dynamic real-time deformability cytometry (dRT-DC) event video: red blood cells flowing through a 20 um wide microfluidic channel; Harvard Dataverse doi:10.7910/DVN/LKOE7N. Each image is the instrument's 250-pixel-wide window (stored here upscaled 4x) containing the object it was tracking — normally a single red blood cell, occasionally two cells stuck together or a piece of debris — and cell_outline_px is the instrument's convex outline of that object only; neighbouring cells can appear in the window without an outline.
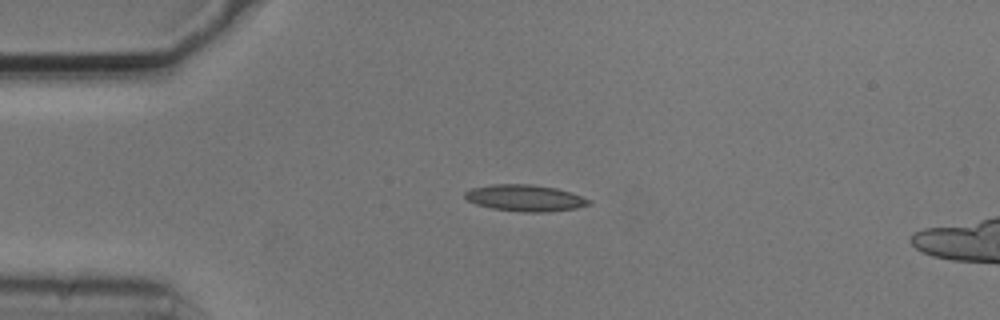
{"species": "common noctule bat (a hibernating species)", "species_latin": "Nyctalus noctula", "temperature_condition": "cold", "stored_images_in_passage": 5, "camera_frame_rate_fps": 3000, "um_per_image_px": 0.085, "animal": {"sex": "male", "body_mass_g": 20.5, "forearm_length_mm": 52.5}, "frame": {"image": 1, "passage_image": 3, "time_ms": 0.667, "image_size_px": [1000, 320], "cell_outline_px": [[592, 204], [576, 208], [544, 212], [524, 212], [492, 208], [476, 204], [468, 200], [464, 196], [464, 192], [472, 188], [492, 184], [532, 184], [556, 188], [572, 192], [592, 200]], "centroid_in_image_um": [44.66, 16.82], "position_along_channel_um": 40.3, "area_um2": 19.19}}